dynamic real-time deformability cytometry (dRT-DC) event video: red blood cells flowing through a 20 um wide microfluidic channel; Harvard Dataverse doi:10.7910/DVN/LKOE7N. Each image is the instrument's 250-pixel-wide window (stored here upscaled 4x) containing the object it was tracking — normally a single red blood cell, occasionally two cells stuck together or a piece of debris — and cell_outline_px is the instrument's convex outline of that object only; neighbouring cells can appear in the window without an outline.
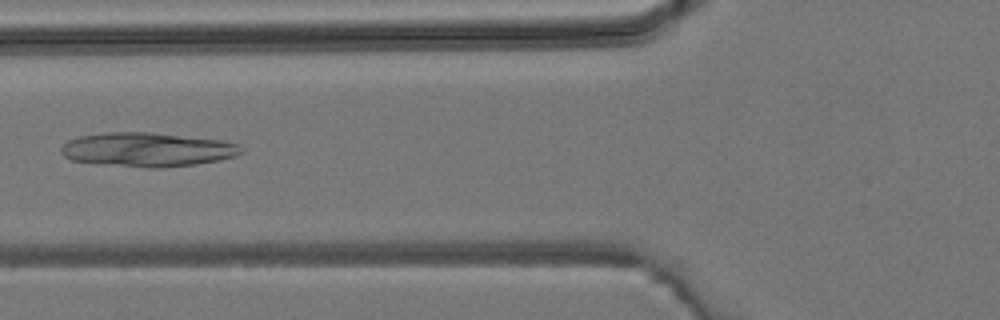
{"species": "common noctule bat (a hibernating species)", "species_latin": "Nyctalus noctula", "temperature_condition": "room temperature", "stored_images_in_passage": 3, "camera_frame_rate_fps": 3000, "um_per_image_px": 0.085, "animal": {"sex": "male", "body_mass_g": 19.2, "forearm_length_mm": 51.8}, "frame": {"image": 1, "passage_image": 3, "time_ms": 2.333, "image_size_px": [1000, 320], "cell_outline_px": [[244, 152], [236, 156], [220, 160], [196, 164], [164, 168], [148, 168], [100, 164], [72, 160], [64, 156], [60, 152], [60, 148], [68, 140], [80, 136], [104, 132], [152, 132], [220, 140], [240, 144]], "centroid_in_image_um": [12.54, 12.72], "position_along_channel_um": 113.3, "area_um2": 36.07}}